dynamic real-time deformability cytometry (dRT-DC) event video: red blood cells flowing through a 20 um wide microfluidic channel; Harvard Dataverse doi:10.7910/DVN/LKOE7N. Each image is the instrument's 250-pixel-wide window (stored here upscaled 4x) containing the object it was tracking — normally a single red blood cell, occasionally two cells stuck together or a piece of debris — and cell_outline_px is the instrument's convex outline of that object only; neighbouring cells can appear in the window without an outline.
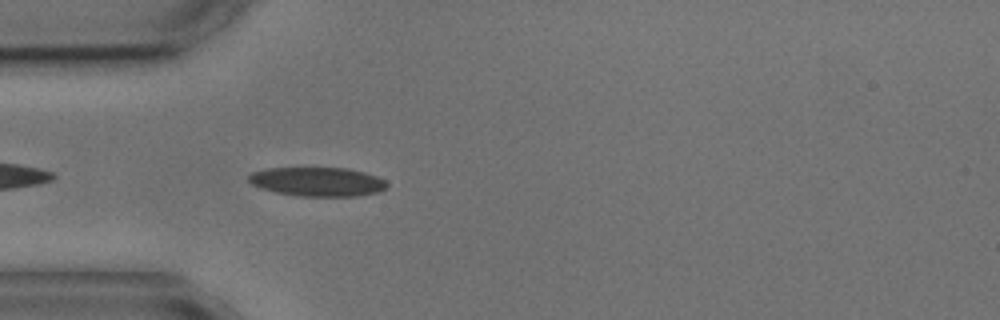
{"species": "common noctule bat (a hibernating species)", "species_latin": "Nyctalus noctula", "temperature_condition": "cold", "stored_images_in_passage": 4, "camera_frame_rate_fps": 3000, "um_per_image_px": 0.085, "animal": {"sex": "male", "body_mass_g": 17.9, "forearm_length_mm": 54.2}, "frame": {"image": 1, "passage_image": 4, "time_ms": 3.667, "image_size_px": [1000, 320], "cell_outline_px": [[388, 188], [380, 192], [356, 196], [300, 196], [276, 192], [260, 188], [252, 184], [248, 180], [248, 176], [252, 172], [264, 168], [348, 168], [364, 172], [376, 176], [384, 180], [388, 184]], "centroid_in_image_um": [27.0, 15.44], "position_along_channel_um": 58.0, "area_um2": 23.52}}